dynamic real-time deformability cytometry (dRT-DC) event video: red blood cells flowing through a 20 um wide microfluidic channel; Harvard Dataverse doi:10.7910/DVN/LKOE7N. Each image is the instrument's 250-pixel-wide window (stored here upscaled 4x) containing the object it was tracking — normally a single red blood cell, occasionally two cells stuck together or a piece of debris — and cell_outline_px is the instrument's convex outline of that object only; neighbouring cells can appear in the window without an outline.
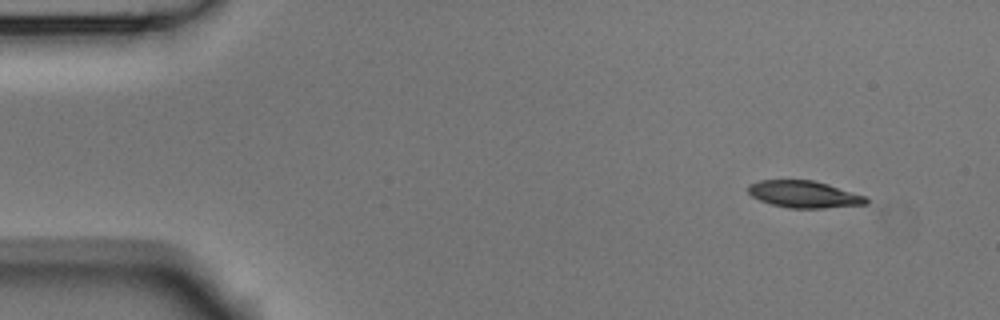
{"species": "Egyptian fruit bat (a non-hibernating species)", "species_latin": "Rousettus aegyptiacus", "temperature_condition": "room temperature", "stored_images_in_passage": 49, "camera_frame_rate_fps": 3000, "um_per_image_px": 0.085, "animal": {"sex": "male"}, "frame": {"image": 1, "passage_image": 1, "time_ms": 0.0, "image_size_px": [1000, 320], "cell_outline_px": [[868, 204], [824, 208], [788, 208], [772, 204], [760, 200], [752, 196], [748, 192], [748, 184], [760, 180], [812, 180], [828, 184], [868, 196]], "centroid_in_image_um": [68.38, 16.51], "position_along_channel_um": 16.6, "area_um2": 18.61}}
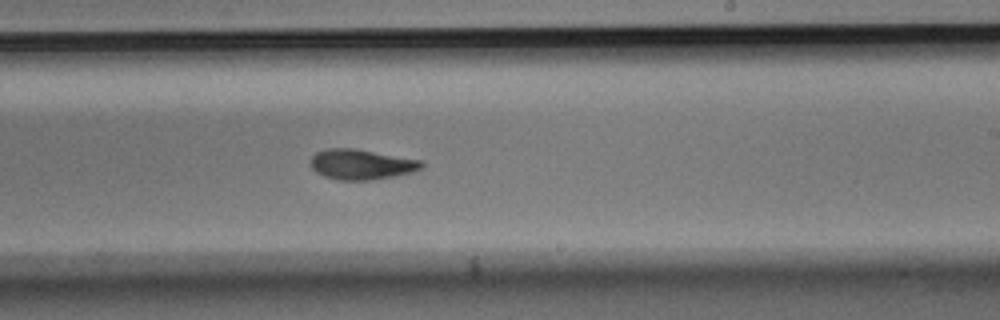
{"frame": {"image": 2, "passage_image": 28, "time_ms": 9.0, "image_size_px": [1000, 320], "cell_outline_px": [[424, 168], [412, 172], [372, 180], [336, 180], [324, 176], [316, 172], [308, 164], [312, 156], [316, 152], [328, 148], [352, 148], [424, 160]], "centroid_in_image_um": [30.71, 13.97], "position_along_channel_um": 258.3, "area_um2": 19.77}}
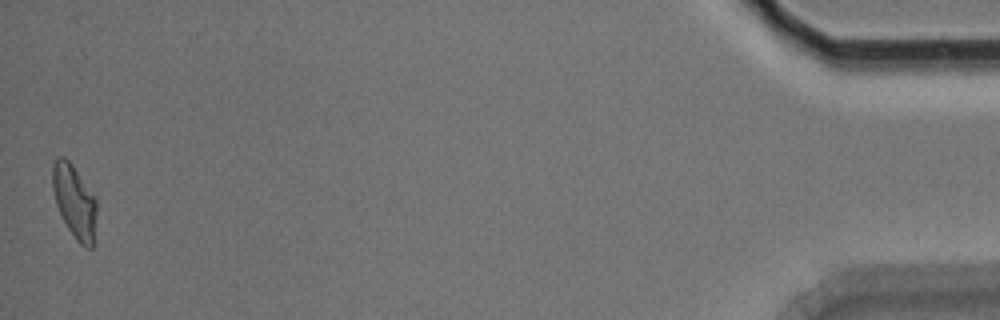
{"frame": {"image": 3, "passage_image": 49, "time_ms": 16.0, "image_size_px": [1000, 320], "cell_outline_px": [[96, 212], [92, 248], [84, 248], [76, 240], [68, 228], [56, 204], [52, 188], [52, 164], [56, 156], [64, 156], [72, 164], [96, 200]], "centroid_in_image_um": [6.3, 17.1], "position_along_channel_um": 428.9, "area_um2": 18.55}, "authors_computed_cell_mechanics": {"area_um2": 19.0162, "velocity_mm_per_s": 3.7704, "shape_relaxation_time_tau1_ms": 4.9555, "shape_relaxation_time_tau2_ms": 4.2515, "deformation_change_tau1": 0.1525, "deformation_change_tau2": 0.1048}}